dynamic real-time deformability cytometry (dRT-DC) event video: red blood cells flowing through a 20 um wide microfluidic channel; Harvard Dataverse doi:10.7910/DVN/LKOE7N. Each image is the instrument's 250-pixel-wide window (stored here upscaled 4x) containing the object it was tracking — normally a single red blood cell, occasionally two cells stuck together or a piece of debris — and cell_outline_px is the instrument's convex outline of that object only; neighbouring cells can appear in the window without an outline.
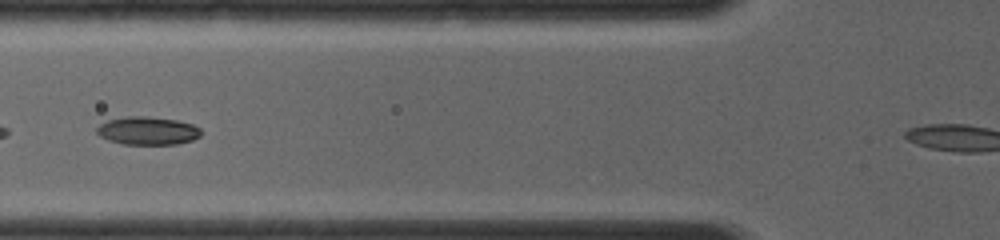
{"species": "common noctule bat (a hibernating species)", "species_latin": "Nyctalus noctula", "temperature_condition": "room temperature", "stored_images_in_passage": 10, "camera_frame_rate_fps": 4000, "um_per_image_px": 0.085, "animal": {"sex": "female", "body_mass_g": 19.0, "forearm_length_mm": 56.7}, "frame": {"image": 1, "passage_image": 5, "time_ms": 1.5, "image_size_px": [1000, 240], "cell_outline_px": [[200, 136], [192, 140], [176, 144], [124, 144], [108, 140], [100, 136], [96, 132], [96, 128], [100, 124], [108, 120], [124, 116], [144, 116], [176, 120], [192, 124], [200, 128]], "centroid_in_image_um": [12.52, 11.11], "position_along_channel_um": 113.3, "area_um2": 16.99}}